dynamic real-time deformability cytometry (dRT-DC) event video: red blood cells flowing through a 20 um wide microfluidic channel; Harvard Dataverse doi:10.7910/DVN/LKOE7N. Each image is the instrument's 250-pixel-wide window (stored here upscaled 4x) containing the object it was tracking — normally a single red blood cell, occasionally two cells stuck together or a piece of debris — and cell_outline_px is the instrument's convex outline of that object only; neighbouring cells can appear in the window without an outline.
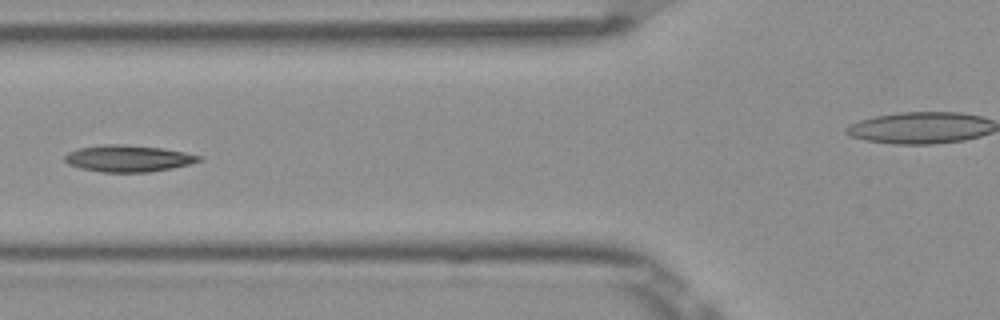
{"species": "Egyptian fruit bat (a non-hibernating species)", "species_latin": "Rousettus aegyptiacus", "temperature_condition": "room temperature", "stored_images_in_passage": 8, "segment_of_instrument_passage": [1, 2], "camera_frame_rate_fps": 3000, "um_per_image_px": 0.085, "frame": {"image": 1, "passage_image": 6, "time_ms": 1.667, "image_size_px": [1000, 320], "cell_outline_px": [[204, 160], [172, 168], [148, 172], [100, 172], [80, 168], [68, 164], [64, 160], [64, 156], [68, 152], [80, 148], [104, 144], [124, 144], [160, 148], [184, 152], [200, 156]], "centroid_in_image_um": [10.87, 13.47], "position_along_channel_um": 114.9, "area_um2": 20.75}}
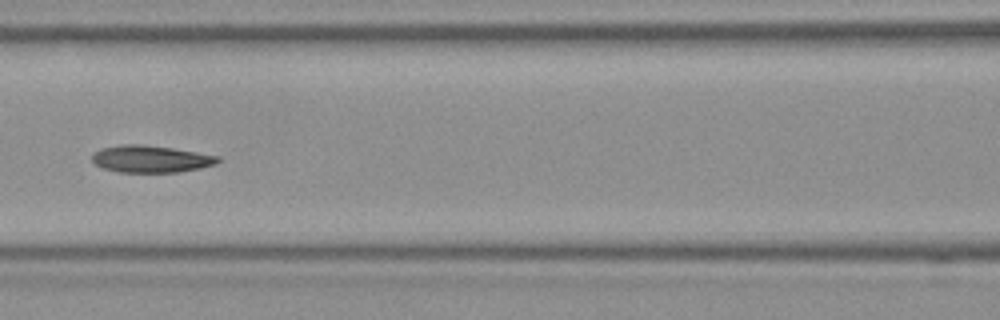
{"frame": {"image": 2, "passage_image": 7, "time_ms": 2.0, "image_size_px": [1000, 320], "cell_outline_px": [[220, 160], [216, 164], [200, 168], [180, 172], [120, 172], [104, 168], [96, 164], [92, 160], [92, 152], [100, 148], [120, 144], [144, 144], [172, 148], [220, 156]], "centroid_in_image_um": [12.81, 13.5], "position_along_channel_um": 153.8, "area_um2": 19.94}}